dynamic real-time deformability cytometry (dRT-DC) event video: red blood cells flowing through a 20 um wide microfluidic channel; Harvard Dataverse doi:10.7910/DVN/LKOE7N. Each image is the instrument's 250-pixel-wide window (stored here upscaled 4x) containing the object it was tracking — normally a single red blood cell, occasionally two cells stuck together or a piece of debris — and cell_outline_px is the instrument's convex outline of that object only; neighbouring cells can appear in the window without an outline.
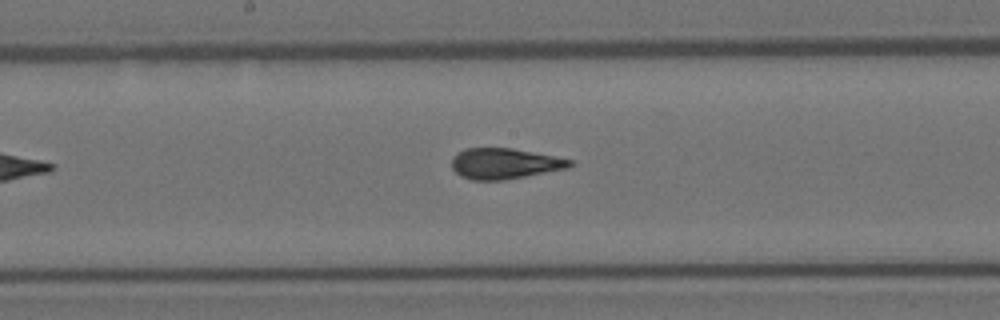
{"species": "Egyptian fruit bat (a non-hibernating species)", "species_latin": "Rousettus aegyptiacus", "temperature_condition": "room temperature", "stored_images_in_passage": 8, "camera_frame_rate_fps": 3000, "um_per_image_px": 0.085, "animal": {"sex": "female"}, "frame": {"image": 1, "passage_image": 8, "time_ms": 2.333, "image_size_px": [1000, 320], "cell_outline_px": [[576, 164], [568, 168], [504, 180], [472, 180], [460, 176], [452, 168], [452, 156], [464, 148], [512, 148], [556, 156], [572, 160]], "centroid_in_image_um": [42.89, 13.9], "position_along_channel_um": 205.3, "area_um2": 21.27}}